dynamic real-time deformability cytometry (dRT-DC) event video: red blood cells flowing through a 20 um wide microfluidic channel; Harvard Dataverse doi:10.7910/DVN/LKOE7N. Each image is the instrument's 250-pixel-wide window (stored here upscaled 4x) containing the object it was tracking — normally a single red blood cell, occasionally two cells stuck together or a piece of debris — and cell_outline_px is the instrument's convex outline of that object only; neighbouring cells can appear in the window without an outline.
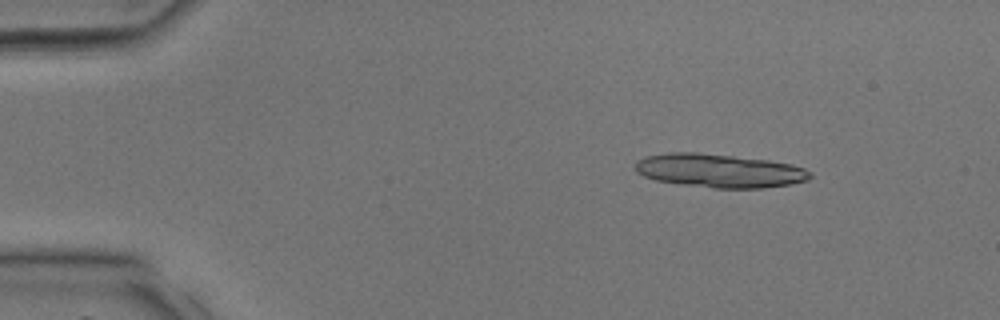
{"species": "common noctule bat (a hibernating species)", "species_latin": "Nyctalus noctula", "temperature_condition": "room temperature", "stored_images_in_passage": 38, "camera_frame_rate_fps": 3000, "um_per_image_px": 0.085, "animal": {"sex": "male", "body_mass_g": 17.9, "forearm_length_mm": 54.2}, "frame": {"image": 1, "passage_image": 5, "time_ms": 1.333, "image_size_px": [1000, 320], "cell_outline_px": [[812, 176], [808, 180], [792, 184], [764, 188], [712, 188], [656, 180], [644, 176], [636, 172], [632, 168], [636, 160], [644, 156], [668, 152], [696, 152], [768, 160], [792, 164], [804, 168], [812, 172]], "centroid_in_image_um": [61.12, 14.5], "position_along_channel_um": 23.9, "area_um2": 34.51}}
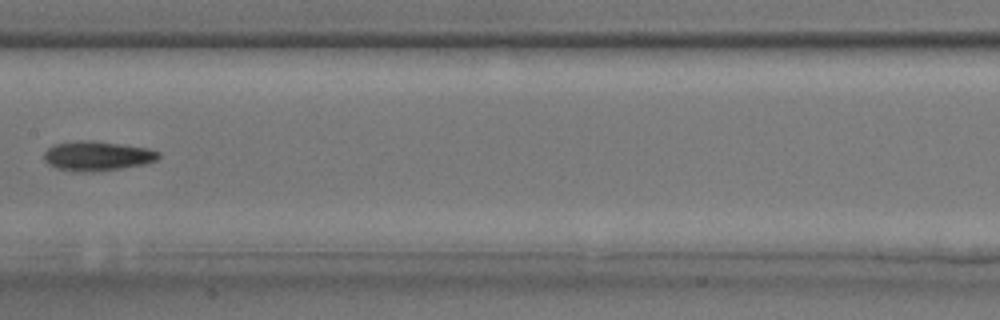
{"frame": {"image": 2, "passage_image": 20, "time_ms": 6.333, "image_size_px": [1000, 320], "cell_outline_px": [[160, 156], [156, 160], [144, 164], [120, 168], [92, 172], [80, 172], [56, 168], [48, 164], [44, 160], [44, 152], [48, 148], [56, 144], [76, 140], [92, 140], [124, 144], [148, 148], [160, 152]], "centroid_in_image_um": [8.26, 13.24], "position_along_channel_um": 199.1, "area_um2": 19.83}}
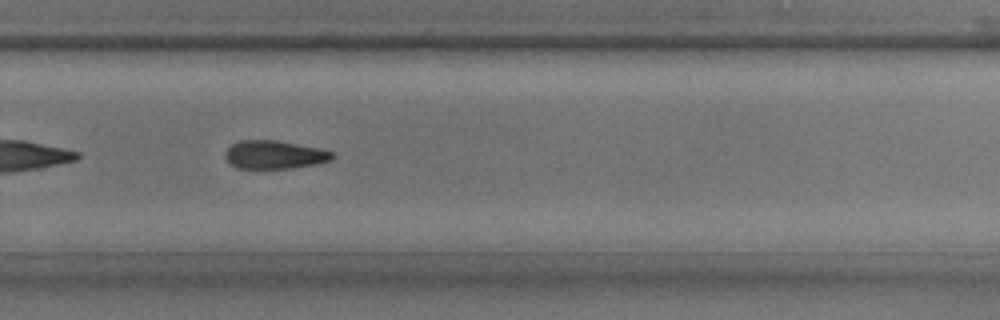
{"frame": {"image": 3, "passage_image": 26, "time_ms": 8.333, "image_size_px": [1000, 320], "cell_outline_px": [[336, 156], [332, 160], [316, 164], [292, 168], [236, 168], [224, 156], [224, 152], [232, 144], [240, 140], [276, 140], [320, 148], [336, 152]], "centroid_in_image_um": [23.38, 13.14], "position_along_channel_um": 306.4, "area_um2": 17.8}}